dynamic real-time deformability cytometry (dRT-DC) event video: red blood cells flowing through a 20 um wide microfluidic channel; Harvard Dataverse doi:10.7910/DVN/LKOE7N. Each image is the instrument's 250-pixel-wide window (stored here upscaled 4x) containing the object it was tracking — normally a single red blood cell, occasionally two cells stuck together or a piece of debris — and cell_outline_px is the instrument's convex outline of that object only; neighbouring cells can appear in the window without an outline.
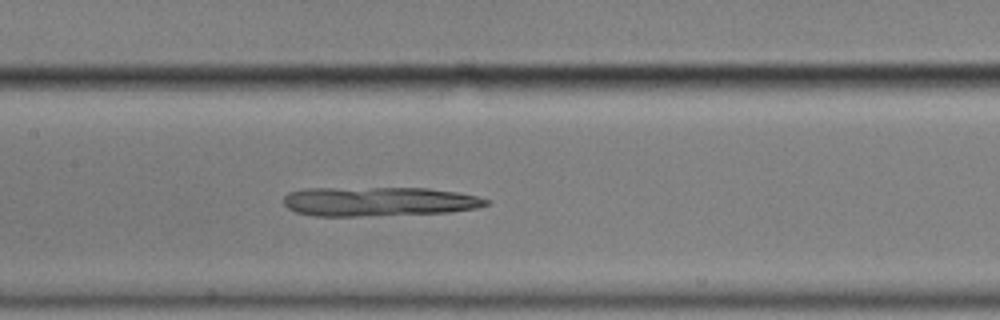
{"species": "common noctule bat (a hibernating species)", "species_latin": "Nyctalus noctula", "temperature_condition": "cold", "stored_images_in_passage": 56, "camera_frame_rate_fps": 3000, "um_per_image_px": 0.085, "animal": {"sex": "male", "body_mass_g": 17.9}, "frame": {"image": 1, "passage_image": 27, "time_ms": 8.667, "image_size_px": [1000, 320], "cell_outline_px": [[488, 204], [476, 208], [448, 212], [360, 216], [316, 216], [296, 212], [288, 208], [284, 204], [284, 196], [288, 192], [304, 188], [428, 188], [456, 192], [476, 196], [488, 200]], "centroid_in_image_um": [32.14, 17.12], "position_along_channel_um": 175.3, "area_um2": 34.45}}
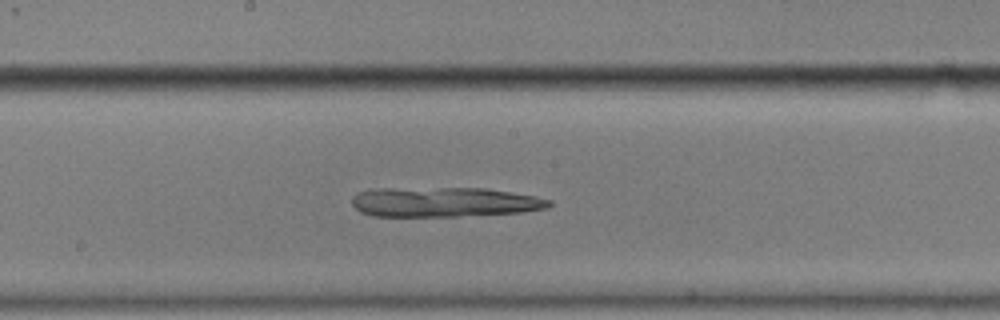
{"frame": {"image": 2, "passage_image": 30, "time_ms": 9.667, "image_size_px": [1000, 320], "cell_outline_px": [[552, 204], [548, 208], [520, 212], [456, 216], [372, 216], [360, 212], [352, 204], [352, 196], [356, 192], [376, 188], [484, 188], [536, 196], [552, 200]], "centroid_in_image_um": [37.73, 17.17], "position_along_channel_um": 210.5, "area_um2": 34.28}}